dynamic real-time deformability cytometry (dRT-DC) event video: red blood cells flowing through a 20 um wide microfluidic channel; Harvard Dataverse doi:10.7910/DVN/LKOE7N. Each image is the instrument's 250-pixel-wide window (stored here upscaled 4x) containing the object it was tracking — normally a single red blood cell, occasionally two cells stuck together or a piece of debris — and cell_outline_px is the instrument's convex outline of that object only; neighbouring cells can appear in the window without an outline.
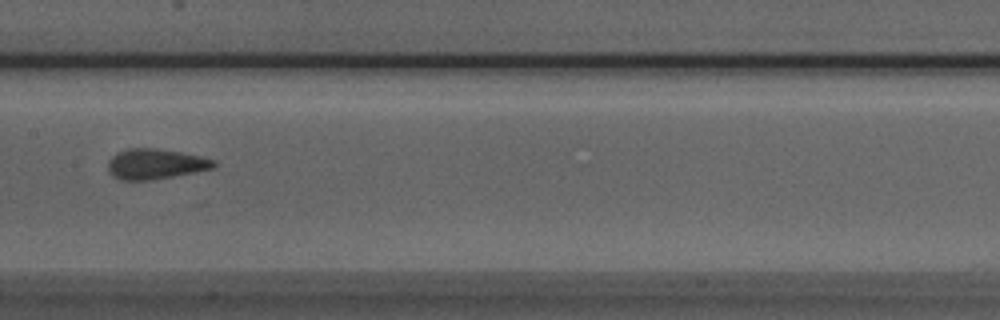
{"species": "Egyptian fruit bat (a non-hibernating species)", "species_latin": "Rousettus aegyptiacus", "temperature_condition": "room temperature", "stored_images_in_passage": 8, "camera_frame_rate_fps": 3000, "um_per_image_px": 0.085, "animal": {"sex": "male"}, "frame": {"image": 1, "passage_image": 8, "time_ms": 2.333, "image_size_px": [1000, 320], "cell_outline_px": [[216, 164], [212, 168], [172, 176], [148, 180], [120, 180], [112, 176], [108, 172], [108, 160], [116, 152], [128, 148], [156, 148], [180, 152], [200, 156], [216, 160]], "centroid_in_image_um": [13.15, 13.93], "position_along_channel_um": 194.3, "area_um2": 18.61}}